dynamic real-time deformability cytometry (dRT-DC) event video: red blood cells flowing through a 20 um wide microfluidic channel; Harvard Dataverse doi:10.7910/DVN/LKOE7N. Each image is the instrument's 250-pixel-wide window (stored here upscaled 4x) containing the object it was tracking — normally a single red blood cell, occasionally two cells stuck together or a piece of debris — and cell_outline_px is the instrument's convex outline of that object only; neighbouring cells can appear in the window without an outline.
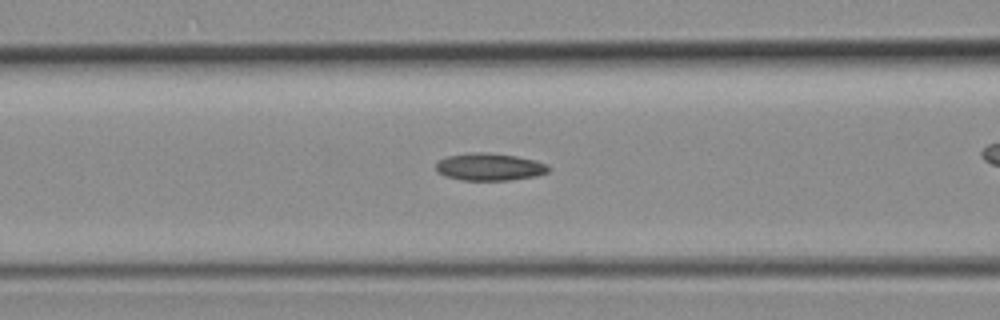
{"species": "common noctule bat (a hibernating species)", "species_latin": "Nyctalus noctula", "temperature_condition": "room temperature", "stored_images_in_passage": 21, "camera_frame_rate_fps": 3000, "um_per_image_px": 0.085, "animal": {"sex": "female", "body_mass_g": 19.3, "forearm_length_mm": 54.1}, "frame": {"image": 1, "passage_image": 4, "time_ms": 1.0, "image_size_px": [1000, 320], "cell_outline_px": [[548, 172], [536, 176], [508, 180], [460, 180], [444, 176], [436, 172], [436, 164], [440, 160], [448, 156], [472, 152], [484, 152], [516, 156], [536, 160], [548, 164]], "centroid_in_image_um": [41.59, 14.19], "position_along_channel_um": 125.0, "area_um2": 17.98}}
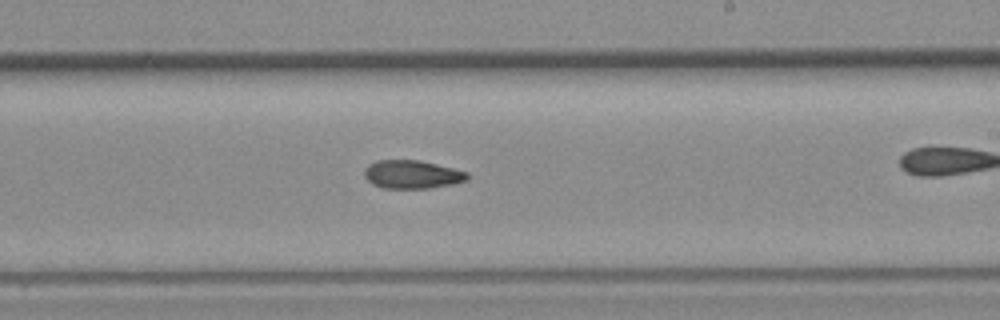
{"frame": {"image": 2, "passage_image": 12, "time_ms": 3.667, "image_size_px": [1000, 320], "cell_outline_px": [[468, 180], [452, 184], [428, 188], [384, 188], [372, 184], [364, 176], [364, 168], [368, 164], [376, 160], [420, 160], [468, 172]], "centroid_in_image_um": [35.0, 14.82], "position_along_channel_um": 254.0, "area_um2": 16.99}}